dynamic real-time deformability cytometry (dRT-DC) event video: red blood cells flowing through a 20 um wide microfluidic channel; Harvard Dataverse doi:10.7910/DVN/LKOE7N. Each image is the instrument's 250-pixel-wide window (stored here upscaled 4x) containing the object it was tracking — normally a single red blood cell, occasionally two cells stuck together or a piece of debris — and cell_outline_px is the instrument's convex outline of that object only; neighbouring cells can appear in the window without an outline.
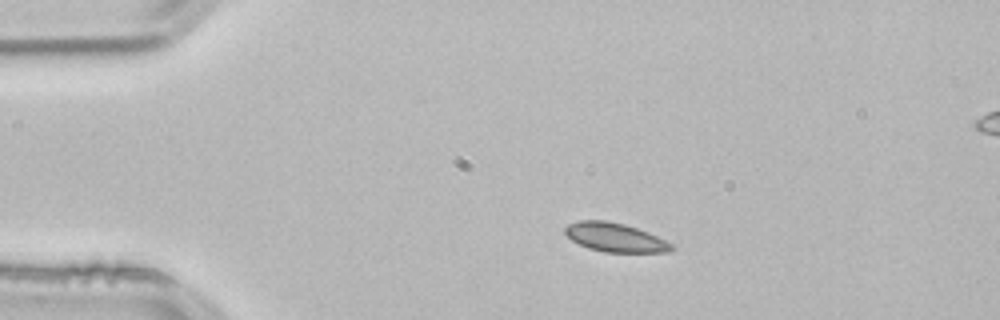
{"species": "common noctule bat (a hibernating species)", "species_latin": "Nyctalus noctula", "temperature_condition": "room temperature", "stored_images_in_passage": 45, "camera_frame_rate_fps": 3000, "um_per_image_px": 0.085, "animal": {"sex": "male", "body_mass_g": 21.5, "forearm_length_mm": 52.0}, "frame": {"image": 1, "passage_image": 1, "time_ms": 0.0, "image_size_px": [1000, 320], "cell_outline_px": [[676, 248], [668, 252], [604, 252], [588, 248], [572, 240], [564, 232], [564, 228], [568, 224], [580, 220], [604, 220], [624, 224], [648, 232], [672, 244]], "centroid_in_image_um": [52.27, 20.18], "position_along_channel_um": 32.7, "area_um2": 17.8}}
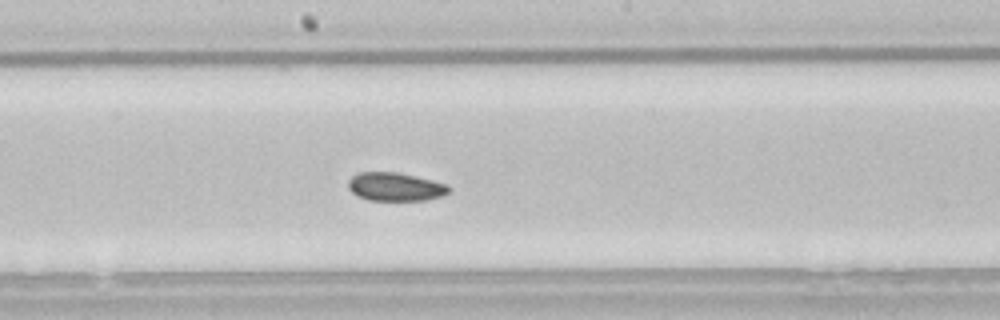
{"frame": {"image": 2, "passage_image": 19, "time_ms": 6.0, "image_size_px": [1000, 320], "cell_outline_px": [[452, 188], [444, 196], [428, 200], [368, 200], [356, 196], [348, 188], [348, 180], [352, 176], [360, 172], [396, 172], [416, 176], [448, 184]], "centroid_in_image_um": [33.62, 15.88], "position_along_channel_um": 214.6, "area_um2": 16.88}}
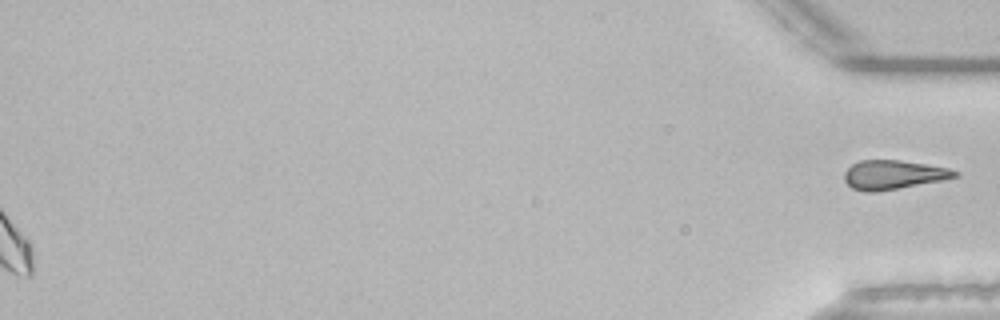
{"frame": {"image": 3, "passage_image": 45, "time_ms": 14.667, "image_size_px": [1000, 320], "cell_outline_px": [[960, 176], [944, 180], [876, 192], [864, 192], [852, 188], [844, 180], [844, 172], [852, 164], [860, 160], [896, 160], [924, 164], [948, 168], [960, 172]], "centroid_in_image_um": [75.94, 14.86], "position_along_channel_um": 359.3, "area_um2": 18.73}}